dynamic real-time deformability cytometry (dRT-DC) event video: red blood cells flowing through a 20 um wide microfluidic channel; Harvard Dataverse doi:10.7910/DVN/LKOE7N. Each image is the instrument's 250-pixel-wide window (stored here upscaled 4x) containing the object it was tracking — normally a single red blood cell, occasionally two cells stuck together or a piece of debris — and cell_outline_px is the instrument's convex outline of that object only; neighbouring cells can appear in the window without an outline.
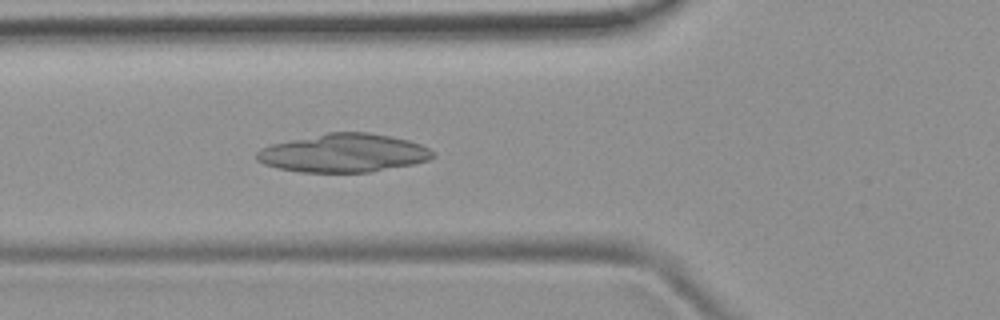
{"species": "common noctule bat (a hibernating species)", "species_latin": "Nyctalus noctula", "temperature_condition": "room temperature", "stored_images_in_passage": 38, "camera_frame_rate_fps": 3000, "um_per_image_px": 0.085, "animal": {"sex": "female", "body_mass_g": 19.9}, "frame": {"image": 1, "passage_image": 5, "time_ms": 1.333, "image_size_px": [1000, 320], "cell_outline_px": [[436, 156], [428, 160], [412, 164], [368, 172], [300, 172], [280, 168], [264, 164], [256, 160], [256, 152], [260, 148], [272, 144], [328, 132], [368, 132], [392, 136], [408, 140], [420, 144], [436, 152]], "centroid_in_image_um": [29.22, 13.0], "position_along_channel_um": 96.6, "area_um2": 39.3}}
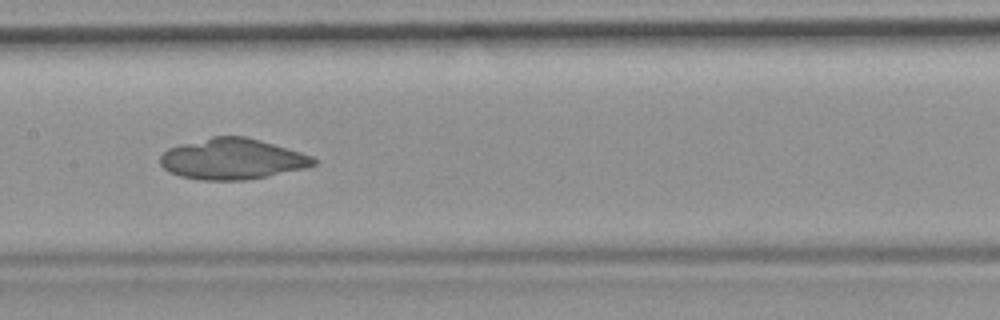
{"frame": {"image": 2, "passage_image": 12, "time_ms": 3.667, "image_size_px": [1000, 320], "cell_outline_px": [[320, 160], [316, 164], [304, 168], [268, 176], [244, 180], [200, 180], [180, 176], [168, 172], [160, 164], [160, 156], [168, 148], [180, 144], [212, 136], [244, 136], [260, 140], [300, 152], [312, 156]], "centroid_in_image_um": [19.73, 13.51], "position_along_channel_um": 187.7, "area_um2": 36.53}}
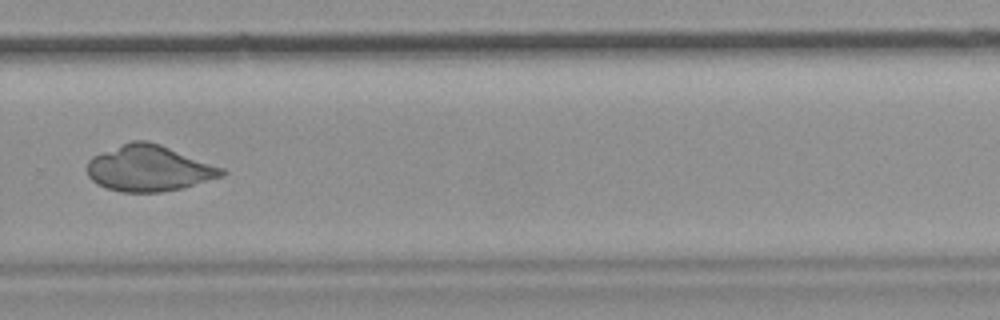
{"frame": {"image": 3, "passage_image": 22, "time_ms": 7.0, "image_size_px": [1000, 320], "cell_outline_px": [[228, 172], [224, 176], [180, 188], [160, 192], [120, 192], [96, 184], [88, 176], [88, 160], [92, 156], [132, 140], [148, 140], [160, 144], [224, 168]], "centroid_in_image_um": [12.67, 14.3], "position_along_channel_um": 317.1, "area_um2": 35.95}}